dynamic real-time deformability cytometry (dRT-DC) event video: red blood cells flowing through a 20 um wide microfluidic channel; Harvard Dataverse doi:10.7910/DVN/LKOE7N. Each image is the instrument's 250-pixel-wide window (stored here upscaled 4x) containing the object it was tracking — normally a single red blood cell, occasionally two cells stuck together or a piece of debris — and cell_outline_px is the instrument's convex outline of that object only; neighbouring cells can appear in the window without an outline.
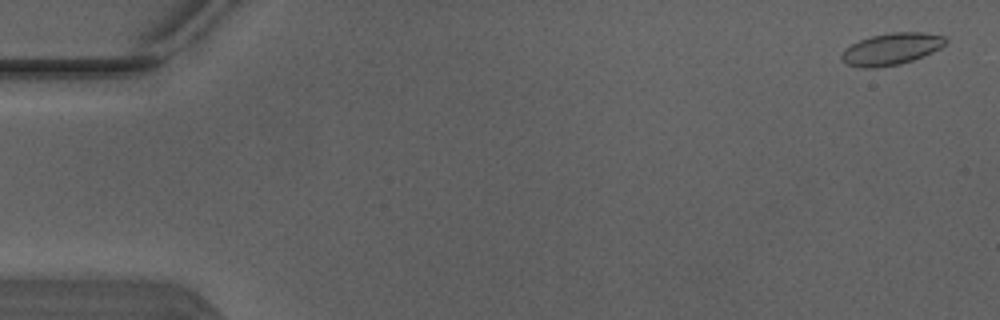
{"species": "Egyptian fruit bat (a non-hibernating species)", "species_latin": "Rousettus aegyptiacus", "temperature_condition": "warm", "stored_images_in_passage": 4, "camera_frame_rate_fps": 3000, "um_per_image_px": 0.085, "animal": {"sex": "male"}, "frame": {"image": 1, "passage_image": 1, "time_ms": 0.0, "image_size_px": [1000, 320], "cell_outline_px": [[948, 40], [940, 48], [924, 56], [900, 64], [876, 68], [860, 68], [844, 64], [840, 60], [840, 56], [844, 48], [860, 40], [872, 36], [892, 32], [924, 32], [944, 36]], "centroid_in_image_um": [75.72, 4.18], "position_along_channel_um": 9.3, "area_um2": 19.48}}
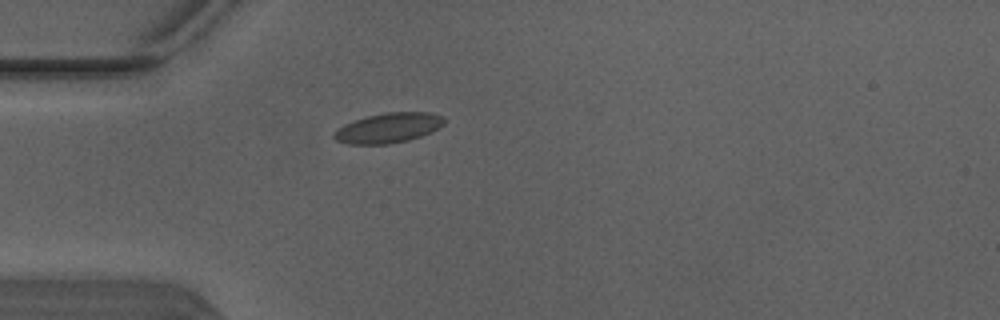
{"frame": {"image": 2, "passage_image": 4, "time_ms": 1.0, "image_size_px": [1000, 320], "cell_outline_px": [[444, 124], [440, 128], [432, 132], [408, 140], [388, 144], [348, 144], [336, 140], [332, 136], [332, 132], [344, 124], [368, 116], [384, 112], [432, 112], [444, 116]], "centroid_in_image_um": [33.03, 10.87], "position_along_channel_um": 52.0, "area_um2": 19.36}}